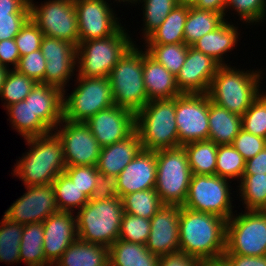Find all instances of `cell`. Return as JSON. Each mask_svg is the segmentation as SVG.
<instances>
[{
    "label": "cell",
    "instance_id": "6da1fadb",
    "mask_svg": "<svg viewBox=\"0 0 266 266\" xmlns=\"http://www.w3.org/2000/svg\"><path fill=\"white\" fill-rule=\"evenodd\" d=\"M227 220L212 213L180 206L179 250L199 258H222L226 250Z\"/></svg>",
    "mask_w": 266,
    "mask_h": 266
},
{
    "label": "cell",
    "instance_id": "7a4b0ae2",
    "mask_svg": "<svg viewBox=\"0 0 266 266\" xmlns=\"http://www.w3.org/2000/svg\"><path fill=\"white\" fill-rule=\"evenodd\" d=\"M24 140L30 149L14 164L12 175L21 179L25 186L52 184L66 168L60 138L51 131Z\"/></svg>",
    "mask_w": 266,
    "mask_h": 266
},
{
    "label": "cell",
    "instance_id": "3957f363",
    "mask_svg": "<svg viewBox=\"0 0 266 266\" xmlns=\"http://www.w3.org/2000/svg\"><path fill=\"white\" fill-rule=\"evenodd\" d=\"M263 70L219 66L208 90L210 100L229 112L242 116L260 95Z\"/></svg>",
    "mask_w": 266,
    "mask_h": 266
},
{
    "label": "cell",
    "instance_id": "277c9868",
    "mask_svg": "<svg viewBox=\"0 0 266 266\" xmlns=\"http://www.w3.org/2000/svg\"><path fill=\"white\" fill-rule=\"evenodd\" d=\"M124 213L122 199L88 201L75 212L78 238L109 248L119 237Z\"/></svg>",
    "mask_w": 266,
    "mask_h": 266
},
{
    "label": "cell",
    "instance_id": "5b68a950",
    "mask_svg": "<svg viewBox=\"0 0 266 266\" xmlns=\"http://www.w3.org/2000/svg\"><path fill=\"white\" fill-rule=\"evenodd\" d=\"M133 44L109 74L114 105L135 115L149 102L143 80L144 47Z\"/></svg>",
    "mask_w": 266,
    "mask_h": 266
},
{
    "label": "cell",
    "instance_id": "8992f818",
    "mask_svg": "<svg viewBox=\"0 0 266 266\" xmlns=\"http://www.w3.org/2000/svg\"><path fill=\"white\" fill-rule=\"evenodd\" d=\"M135 130L144 150L179 147L175 98L150 100L135 115Z\"/></svg>",
    "mask_w": 266,
    "mask_h": 266
},
{
    "label": "cell",
    "instance_id": "52a82bcc",
    "mask_svg": "<svg viewBox=\"0 0 266 266\" xmlns=\"http://www.w3.org/2000/svg\"><path fill=\"white\" fill-rule=\"evenodd\" d=\"M126 30L122 26L115 34L106 38L79 42L76 47L77 76L109 77L112 68L136 44Z\"/></svg>",
    "mask_w": 266,
    "mask_h": 266
},
{
    "label": "cell",
    "instance_id": "ba28073f",
    "mask_svg": "<svg viewBox=\"0 0 266 266\" xmlns=\"http://www.w3.org/2000/svg\"><path fill=\"white\" fill-rule=\"evenodd\" d=\"M155 191L163 204L183 206L192 176L183 146L156 150Z\"/></svg>",
    "mask_w": 266,
    "mask_h": 266
},
{
    "label": "cell",
    "instance_id": "9c48e42d",
    "mask_svg": "<svg viewBox=\"0 0 266 266\" xmlns=\"http://www.w3.org/2000/svg\"><path fill=\"white\" fill-rule=\"evenodd\" d=\"M77 85L63 96V118L72 122H85L101 110L114 105L108 77L86 78L76 75Z\"/></svg>",
    "mask_w": 266,
    "mask_h": 266
},
{
    "label": "cell",
    "instance_id": "30bf717a",
    "mask_svg": "<svg viewBox=\"0 0 266 266\" xmlns=\"http://www.w3.org/2000/svg\"><path fill=\"white\" fill-rule=\"evenodd\" d=\"M233 214L226 223V250L244 256L266 255V210Z\"/></svg>",
    "mask_w": 266,
    "mask_h": 266
},
{
    "label": "cell",
    "instance_id": "8fae6325",
    "mask_svg": "<svg viewBox=\"0 0 266 266\" xmlns=\"http://www.w3.org/2000/svg\"><path fill=\"white\" fill-rule=\"evenodd\" d=\"M230 184L231 180L218 175L192 174L183 207L197 212L216 214L228 221L237 211H233L234 200L231 197Z\"/></svg>",
    "mask_w": 266,
    "mask_h": 266
},
{
    "label": "cell",
    "instance_id": "7c38bea8",
    "mask_svg": "<svg viewBox=\"0 0 266 266\" xmlns=\"http://www.w3.org/2000/svg\"><path fill=\"white\" fill-rule=\"evenodd\" d=\"M29 0L30 18L44 36L79 44L78 20L73 0Z\"/></svg>",
    "mask_w": 266,
    "mask_h": 266
},
{
    "label": "cell",
    "instance_id": "4fadbf2b",
    "mask_svg": "<svg viewBox=\"0 0 266 266\" xmlns=\"http://www.w3.org/2000/svg\"><path fill=\"white\" fill-rule=\"evenodd\" d=\"M176 125L179 146L209 137V96L204 94H180L175 97Z\"/></svg>",
    "mask_w": 266,
    "mask_h": 266
},
{
    "label": "cell",
    "instance_id": "5bb4252c",
    "mask_svg": "<svg viewBox=\"0 0 266 266\" xmlns=\"http://www.w3.org/2000/svg\"><path fill=\"white\" fill-rule=\"evenodd\" d=\"M53 131L62 142L66 166L97 165L101 147L85 122L63 118Z\"/></svg>",
    "mask_w": 266,
    "mask_h": 266
},
{
    "label": "cell",
    "instance_id": "9a60e30c",
    "mask_svg": "<svg viewBox=\"0 0 266 266\" xmlns=\"http://www.w3.org/2000/svg\"><path fill=\"white\" fill-rule=\"evenodd\" d=\"M78 20L79 42L115 34L123 25L109 0H73ZM108 1V2H107ZM120 22V23H119Z\"/></svg>",
    "mask_w": 266,
    "mask_h": 266
},
{
    "label": "cell",
    "instance_id": "2e32d148",
    "mask_svg": "<svg viewBox=\"0 0 266 266\" xmlns=\"http://www.w3.org/2000/svg\"><path fill=\"white\" fill-rule=\"evenodd\" d=\"M24 187L26 192L3 215L9 221L22 225L38 223L59 212L52 184Z\"/></svg>",
    "mask_w": 266,
    "mask_h": 266
},
{
    "label": "cell",
    "instance_id": "e0dca14e",
    "mask_svg": "<svg viewBox=\"0 0 266 266\" xmlns=\"http://www.w3.org/2000/svg\"><path fill=\"white\" fill-rule=\"evenodd\" d=\"M40 49L46 60L44 83L61 89L66 95L70 79L77 75L76 46L65 40L44 36Z\"/></svg>",
    "mask_w": 266,
    "mask_h": 266
},
{
    "label": "cell",
    "instance_id": "ac0fdd59",
    "mask_svg": "<svg viewBox=\"0 0 266 266\" xmlns=\"http://www.w3.org/2000/svg\"><path fill=\"white\" fill-rule=\"evenodd\" d=\"M85 123L102 148L127 138L135 131V114L113 105L97 112Z\"/></svg>",
    "mask_w": 266,
    "mask_h": 266
},
{
    "label": "cell",
    "instance_id": "d6986e66",
    "mask_svg": "<svg viewBox=\"0 0 266 266\" xmlns=\"http://www.w3.org/2000/svg\"><path fill=\"white\" fill-rule=\"evenodd\" d=\"M219 66L210 56L188 46L186 60L176 76L179 91L182 94L208 93Z\"/></svg>",
    "mask_w": 266,
    "mask_h": 266
},
{
    "label": "cell",
    "instance_id": "ffe728a7",
    "mask_svg": "<svg viewBox=\"0 0 266 266\" xmlns=\"http://www.w3.org/2000/svg\"><path fill=\"white\" fill-rule=\"evenodd\" d=\"M179 205L164 204L150 219L146 248L158 256L179 251Z\"/></svg>",
    "mask_w": 266,
    "mask_h": 266
},
{
    "label": "cell",
    "instance_id": "44dd1931",
    "mask_svg": "<svg viewBox=\"0 0 266 266\" xmlns=\"http://www.w3.org/2000/svg\"><path fill=\"white\" fill-rule=\"evenodd\" d=\"M74 214L73 212L59 211L43 221L44 256L52 266L78 238Z\"/></svg>",
    "mask_w": 266,
    "mask_h": 266
},
{
    "label": "cell",
    "instance_id": "7402d4cb",
    "mask_svg": "<svg viewBox=\"0 0 266 266\" xmlns=\"http://www.w3.org/2000/svg\"><path fill=\"white\" fill-rule=\"evenodd\" d=\"M156 172V151L142 149L117 176V195L155 188Z\"/></svg>",
    "mask_w": 266,
    "mask_h": 266
},
{
    "label": "cell",
    "instance_id": "603a6c76",
    "mask_svg": "<svg viewBox=\"0 0 266 266\" xmlns=\"http://www.w3.org/2000/svg\"><path fill=\"white\" fill-rule=\"evenodd\" d=\"M63 96L61 89L37 82L24 100L33 113L53 131L63 119Z\"/></svg>",
    "mask_w": 266,
    "mask_h": 266
},
{
    "label": "cell",
    "instance_id": "cb8c5ba5",
    "mask_svg": "<svg viewBox=\"0 0 266 266\" xmlns=\"http://www.w3.org/2000/svg\"><path fill=\"white\" fill-rule=\"evenodd\" d=\"M229 22L226 19L215 30L195 41L191 47L210 56L220 66L229 65L230 63H226L228 61H225L224 55L228 56L227 53L232 52L237 47L238 41L241 40L238 26H234L232 21Z\"/></svg>",
    "mask_w": 266,
    "mask_h": 266
},
{
    "label": "cell",
    "instance_id": "d4e9b609",
    "mask_svg": "<svg viewBox=\"0 0 266 266\" xmlns=\"http://www.w3.org/2000/svg\"><path fill=\"white\" fill-rule=\"evenodd\" d=\"M142 149L140 136L135 130L127 138L101 148L97 170L118 176Z\"/></svg>",
    "mask_w": 266,
    "mask_h": 266
},
{
    "label": "cell",
    "instance_id": "484cf974",
    "mask_svg": "<svg viewBox=\"0 0 266 266\" xmlns=\"http://www.w3.org/2000/svg\"><path fill=\"white\" fill-rule=\"evenodd\" d=\"M143 80L148 100L171 99L182 94L176 77L144 50Z\"/></svg>",
    "mask_w": 266,
    "mask_h": 266
},
{
    "label": "cell",
    "instance_id": "4316f807",
    "mask_svg": "<svg viewBox=\"0 0 266 266\" xmlns=\"http://www.w3.org/2000/svg\"><path fill=\"white\" fill-rule=\"evenodd\" d=\"M209 137L217 145L232 144L242 129L240 115L229 112L226 108L213 103L209 97Z\"/></svg>",
    "mask_w": 266,
    "mask_h": 266
},
{
    "label": "cell",
    "instance_id": "83f0119b",
    "mask_svg": "<svg viewBox=\"0 0 266 266\" xmlns=\"http://www.w3.org/2000/svg\"><path fill=\"white\" fill-rule=\"evenodd\" d=\"M53 266H109V248L77 238Z\"/></svg>",
    "mask_w": 266,
    "mask_h": 266
},
{
    "label": "cell",
    "instance_id": "f1b7e54d",
    "mask_svg": "<svg viewBox=\"0 0 266 266\" xmlns=\"http://www.w3.org/2000/svg\"><path fill=\"white\" fill-rule=\"evenodd\" d=\"M159 257L146 245L117 239L109 247V266H159Z\"/></svg>",
    "mask_w": 266,
    "mask_h": 266
},
{
    "label": "cell",
    "instance_id": "f546056e",
    "mask_svg": "<svg viewBox=\"0 0 266 266\" xmlns=\"http://www.w3.org/2000/svg\"><path fill=\"white\" fill-rule=\"evenodd\" d=\"M189 6L177 5L143 42V44H180L184 41V26Z\"/></svg>",
    "mask_w": 266,
    "mask_h": 266
},
{
    "label": "cell",
    "instance_id": "4dcf8cb0",
    "mask_svg": "<svg viewBox=\"0 0 266 266\" xmlns=\"http://www.w3.org/2000/svg\"><path fill=\"white\" fill-rule=\"evenodd\" d=\"M43 222L23 225L20 241V262L27 266H52L44 256Z\"/></svg>",
    "mask_w": 266,
    "mask_h": 266
},
{
    "label": "cell",
    "instance_id": "1f68e13d",
    "mask_svg": "<svg viewBox=\"0 0 266 266\" xmlns=\"http://www.w3.org/2000/svg\"><path fill=\"white\" fill-rule=\"evenodd\" d=\"M11 126L23 138L45 135L51 130L33 113L25 100L12 104L7 108Z\"/></svg>",
    "mask_w": 266,
    "mask_h": 266
},
{
    "label": "cell",
    "instance_id": "d6a6232c",
    "mask_svg": "<svg viewBox=\"0 0 266 266\" xmlns=\"http://www.w3.org/2000/svg\"><path fill=\"white\" fill-rule=\"evenodd\" d=\"M227 18L214 11L189 7L184 26V41L192 46L195 41L219 27Z\"/></svg>",
    "mask_w": 266,
    "mask_h": 266
},
{
    "label": "cell",
    "instance_id": "836d02e7",
    "mask_svg": "<svg viewBox=\"0 0 266 266\" xmlns=\"http://www.w3.org/2000/svg\"><path fill=\"white\" fill-rule=\"evenodd\" d=\"M192 174L216 175L218 145L210 140L183 145Z\"/></svg>",
    "mask_w": 266,
    "mask_h": 266
},
{
    "label": "cell",
    "instance_id": "e575fe53",
    "mask_svg": "<svg viewBox=\"0 0 266 266\" xmlns=\"http://www.w3.org/2000/svg\"><path fill=\"white\" fill-rule=\"evenodd\" d=\"M237 187L245 211L266 210V174H243Z\"/></svg>",
    "mask_w": 266,
    "mask_h": 266
},
{
    "label": "cell",
    "instance_id": "d590c367",
    "mask_svg": "<svg viewBox=\"0 0 266 266\" xmlns=\"http://www.w3.org/2000/svg\"><path fill=\"white\" fill-rule=\"evenodd\" d=\"M52 185L59 211L74 213L89 201V198L65 173L59 174Z\"/></svg>",
    "mask_w": 266,
    "mask_h": 266
},
{
    "label": "cell",
    "instance_id": "8d00e7d4",
    "mask_svg": "<svg viewBox=\"0 0 266 266\" xmlns=\"http://www.w3.org/2000/svg\"><path fill=\"white\" fill-rule=\"evenodd\" d=\"M0 220V262L5 264L20 263V241L23 225L9 221L6 217Z\"/></svg>",
    "mask_w": 266,
    "mask_h": 266
},
{
    "label": "cell",
    "instance_id": "74e56055",
    "mask_svg": "<svg viewBox=\"0 0 266 266\" xmlns=\"http://www.w3.org/2000/svg\"><path fill=\"white\" fill-rule=\"evenodd\" d=\"M124 213L151 219L164 204L155 188L133 192L122 198Z\"/></svg>",
    "mask_w": 266,
    "mask_h": 266
},
{
    "label": "cell",
    "instance_id": "f35d334b",
    "mask_svg": "<svg viewBox=\"0 0 266 266\" xmlns=\"http://www.w3.org/2000/svg\"><path fill=\"white\" fill-rule=\"evenodd\" d=\"M147 53L158 63L163 65L175 77L183 66L186 57L188 45L180 44H145L143 45Z\"/></svg>",
    "mask_w": 266,
    "mask_h": 266
},
{
    "label": "cell",
    "instance_id": "ab89813d",
    "mask_svg": "<svg viewBox=\"0 0 266 266\" xmlns=\"http://www.w3.org/2000/svg\"><path fill=\"white\" fill-rule=\"evenodd\" d=\"M35 84L33 79L10 68L0 92V98L2 102L4 101L2 106L5 110L8 106L24 100Z\"/></svg>",
    "mask_w": 266,
    "mask_h": 266
},
{
    "label": "cell",
    "instance_id": "60d3db41",
    "mask_svg": "<svg viewBox=\"0 0 266 266\" xmlns=\"http://www.w3.org/2000/svg\"><path fill=\"white\" fill-rule=\"evenodd\" d=\"M246 160L231 145H218L216 175L229 180L239 181L245 171Z\"/></svg>",
    "mask_w": 266,
    "mask_h": 266
},
{
    "label": "cell",
    "instance_id": "b9f144b4",
    "mask_svg": "<svg viewBox=\"0 0 266 266\" xmlns=\"http://www.w3.org/2000/svg\"><path fill=\"white\" fill-rule=\"evenodd\" d=\"M143 7L142 38L145 40L156 28H158L166 16L178 5L177 0H138Z\"/></svg>",
    "mask_w": 266,
    "mask_h": 266
},
{
    "label": "cell",
    "instance_id": "7bdbcfd3",
    "mask_svg": "<svg viewBox=\"0 0 266 266\" xmlns=\"http://www.w3.org/2000/svg\"><path fill=\"white\" fill-rule=\"evenodd\" d=\"M239 15V20L246 25H256L266 20V0H227L224 18L228 11ZM252 23V24H251Z\"/></svg>",
    "mask_w": 266,
    "mask_h": 266
},
{
    "label": "cell",
    "instance_id": "ee69618b",
    "mask_svg": "<svg viewBox=\"0 0 266 266\" xmlns=\"http://www.w3.org/2000/svg\"><path fill=\"white\" fill-rule=\"evenodd\" d=\"M241 118L242 129L266 139V91L260 93Z\"/></svg>",
    "mask_w": 266,
    "mask_h": 266
},
{
    "label": "cell",
    "instance_id": "f6af8a7d",
    "mask_svg": "<svg viewBox=\"0 0 266 266\" xmlns=\"http://www.w3.org/2000/svg\"><path fill=\"white\" fill-rule=\"evenodd\" d=\"M150 229V219L123 213L118 239L145 245Z\"/></svg>",
    "mask_w": 266,
    "mask_h": 266
},
{
    "label": "cell",
    "instance_id": "bcb514c9",
    "mask_svg": "<svg viewBox=\"0 0 266 266\" xmlns=\"http://www.w3.org/2000/svg\"><path fill=\"white\" fill-rule=\"evenodd\" d=\"M43 37V32L29 18L14 38L20 56L39 50Z\"/></svg>",
    "mask_w": 266,
    "mask_h": 266
},
{
    "label": "cell",
    "instance_id": "7dc6e473",
    "mask_svg": "<svg viewBox=\"0 0 266 266\" xmlns=\"http://www.w3.org/2000/svg\"><path fill=\"white\" fill-rule=\"evenodd\" d=\"M64 173L89 198L100 176L96 166H66Z\"/></svg>",
    "mask_w": 266,
    "mask_h": 266
},
{
    "label": "cell",
    "instance_id": "c3c4849f",
    "mask_svg": "<svg viewBox=\"0 0 266 266\" xmlns=\"http://www.w3.org/2000/svg\"><path fill=\"white\" fill-rule=\"evenodd\" d=\"M15 69L19 73L33 79L36 83H44L46 60L41 49L21 56Z\"/></svg>",
    "mask_w": 266,
    "mask_h": 266
},
{
    "label": "cell",
    "instance_id": "681fc988",
    "mask_svg": "<svg viewBox=\"0 0 266 266\" xmlns=\"http://www.w3.org/2000/svg\"><path fill=\"white\" fill-rule=\"evenodd\" d=\"M231 145L248 160L266 147V139L241 129Z\"/></svg>",
    "mask_w": 266,
    "mask_h": 266
},
{
    "label": "cell",
    "instance_id": "f907efd6",
    "mask_svg": "<svg viewBox=\"0 0 266 266\" xmlns=\"http://www.w3.org/2000/svg\"><path fill=\"white\" fill-rule=\"evenodd\" d=\"M117 195V175L100 173L89 201L111 199Z\"/></svg>",
    "mask_w": 266,
    "mask_h": 266
},
{
    "label": "cell",
    "instance_id": "816d5d0a",
    "mask_svg": "<svg viewBox=\"0 0 266 266\" xmlns=\"http://www.w3.org/2000/svg\"><path fill=\"white\" fill-rule=\"evenodd\" d=\"M29 18L30 14H10V17L0 18V41L15 38Z\"/></svg>",
    "mask_w": 266,
    "mask_h": 266
},
{
    "label": "cell",
    "instance_id": "f5cc1de1",
    "mask_svg": "<svg viewBox=\"0 0 266 266\" xmlns=\"http://www.w3.org/2000/svg\"><path fill=\"white\" fill-rule=\"evenodd\" d=\"M200 263L199 258L180 250L159 257V266H200Z\"/></svg>",
    "mask_w": 266,
    "mask_h": 266
},
{
    "label": "cell",
    "instance_id": "db71d44e",
    "mask_svg": "<svg viewBox=\"0 0 266 266\" xmlns=\"http://www.w3.org/2000/svg\"><path fill=\"white\" fill-rule=\"evenodd\" d=\"M20 57L14 38L0 41V65L15 69Z\"/></svg>",
    "mask_w": 266,
    "mask_h": 266
},
{
    "label": "cell",
    "instance_id": "11a10c76",
    "mask_svg": "<svg viewBox=\"0 0 266 266\" xmlns=\"http://www.w3.org/2000/svg\"><path fill=\"white\" fill-rule=\"evenodd\" d=\"M222 258L228 266H266V255L264 256H244L230 254L225 250Z\"/></svg>",
    "mask_w": 266,
    "mask_h": 266
},
{
    "label": "cell",
    "instance_id": "9f6ffc18",
    "mask_svg": "<svg viewBox=\"0 0 266 266\" xmlns=\"http://www.w3.org/2000/svg\"><path fill=\"white\" fill-rule=\"evenodd\" d=\"M10 14H30L29 0H0V18Z\"/></svg>",
    "mask_w": 266,
    "mask_h": 266
},
{
    "label": "cell",
    "instance_id": "6f0895ef",
    "mask_svg": "<svg viewBox=\"0 0 266 266\" xmlns=\"http://www.w3.org/2000/svg\"><path fill=\"white\" fill-rule=\"evenodd\" d=\"M244 174H266V147L246 160Z\"/></svg>",
    "mask_w": 266,
    "mask_h": 266
},
{
    "label": "cell",
    "instance_id": "680465c9",
    "mask_svg": "<svg viewBox=\"0 0 266 266\" xmlns=\"http://www.w3.org/2000/svg\"><path fill=\"white\" fill-rule=\"evenodd\" d=\"M226 2L227 0H196L193 7L202 10L214 11L224 16L226 9Z\"/></svg>",
    "mask_w": 266,
    "mask_h": 266
},
{
    "label": "cell",
    "instance_id": "91938a15",
    "mask_svg": "<svg viewBox=\"0 0 266 266\" xmlns=\"http://www.w3.org/2000/svg\"><path fill=\"white\" fill-rule=\"evenodd\" d=\"M200 266H228L223 258L214 260H201Z\"/></svg>",
    "mask_w": 266,
    "mask_h": 266
},
{
    "label": "cell",
    "instance_id": "94428289",
    "mask_svg": "<svg viewBox=\"0 0 266 266\" xmlns=\"http://www.w3.org/2000/svg\"><path fill=\"white\" fill-rule=\"evenodd\" d=\"M9 70H10V68L3 66V65H0V92H1V89L4 85L6 75H7Z\"/></svg>",
    "mask_w": 266,
    "mask_h": 266
},
{
    "label": "cell",
    "instance_id": "6125c7cd",
    "mask_svg": "<svg viewBox=\"0 0 266 266\" xmlns=\"http://www.w3.org/2000/svg\"><path fill=\"white\" fill-rule=\"evenodd\" d=\"M196 0H177L178 5L192 7L195 4Z\"/></svg>",
    "mask_w": 266,
    "mask_h": 266
},
{
    "label": "cell",
    "instance_id": "be15d7a7",
    "mask_svg": "<svg viewBox=\"0 0 266 266\" xmlns=\"http://www.w3.org/2000/svg\"><path fill=\"white\" fill-rule=\"evenodd\" d=\"M115 1H116V2L118 1L117 3L120 2V4H122V2H123V4H125V2H127L128 4L131 3L132 5H133V4L137 5V1H138V0H114L113 3H114Z\"/></svg>",
    "mask_w": 266,
    "mask_h": 266
}]
</instances>
